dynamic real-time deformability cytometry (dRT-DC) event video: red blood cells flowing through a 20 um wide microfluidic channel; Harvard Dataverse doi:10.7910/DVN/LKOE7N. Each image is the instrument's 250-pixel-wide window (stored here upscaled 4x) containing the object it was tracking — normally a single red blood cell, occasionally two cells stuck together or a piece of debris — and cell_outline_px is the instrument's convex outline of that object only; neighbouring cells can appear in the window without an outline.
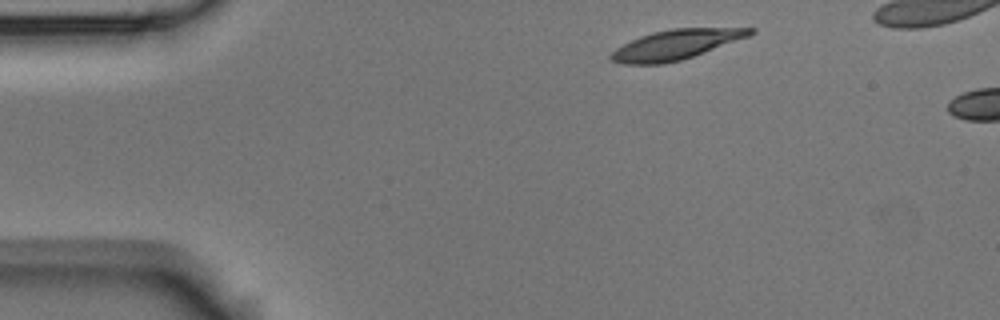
{"species": "Egyptian fruit bat (a non-hibernating species)", "species_latin": "Rousettus aegyptiacus", "temperature_condition": "room temperature", "stored_images_in_passage": 2, "camera_frame_rate_fps": 3000, "um_per_image_px": 0.085, "animal": {"sex": "male"}, "frame": {"image": 1, "passage_image": 1, "time_ms": 0.0, "image_size_px": [1000, 320], "cell_outline_px": [[756, 32], [748, 36], [692, 56], [680, 60], [660, 64], [620, 64], [608, 60], [608, 56], [616, 48], [640, 36], [652, 32], [672, 28], [756, 28]], "centroid_in_image_um": [57.38, 3.79], "position_along_channel_um": 27.6, "area_um2": 23.87}}